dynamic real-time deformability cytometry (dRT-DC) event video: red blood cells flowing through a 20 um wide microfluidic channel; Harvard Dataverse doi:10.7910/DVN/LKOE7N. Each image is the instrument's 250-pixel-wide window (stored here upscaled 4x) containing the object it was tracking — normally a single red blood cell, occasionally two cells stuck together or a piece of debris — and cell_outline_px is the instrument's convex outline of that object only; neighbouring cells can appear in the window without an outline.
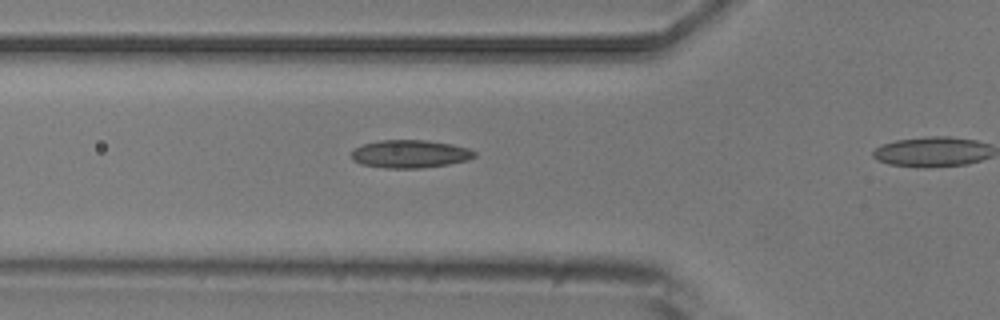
{"species": "common noctule bat (a hibernating species)", "species_latin": "Nyctalus noctula", "temperature_condition": "room temperature", "stored_images_in_passage": 4, "camera_frame_rate_fps": 3000, "um_per_image_px": 0.085, "animal": {"sex": "male", "body_mass_g": 20.5, "forearm_length_mm": 52.5}, "frame": {"image": 1, "passage_image": 4, "time_ms": 3.667, "image_size_px": [1000, 320], "cell_outline_px": [[476, 156], [468, 160], [448, 164], [424, 168], [384, 168], [360, 164], [352, 160], [352, 152], [356, 148], [364, 144], [380, 140], [428, 140], [452, 144], [468, 148], [476, 152]], "centroid_in_image_um": [34.87, 13.09], "position_along_channel_um": 90.9, "area_um2": 20.11}}